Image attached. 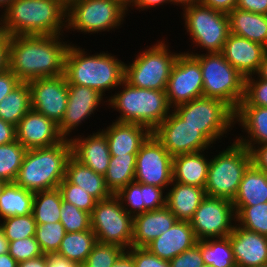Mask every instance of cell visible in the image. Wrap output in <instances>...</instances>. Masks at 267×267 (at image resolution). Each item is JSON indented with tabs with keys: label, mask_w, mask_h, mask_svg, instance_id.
I'll return each mask as SVG.
<instances>
[{
	"label": "cell",
	"mask_w": 267,
	"mask_h": 267,
	"mask_svg": "<svg viewBox=\"0 0 267 267\" xmlns=\"http://www.w3.org/2000/svg\"><path fill=\"white\" fill-rule=\"evenodd\" d=\"M63 36H10L8 68L21 82L63 75L71 44Z\"/></svg>",
	"instance_id": "obj_1"
},
{
	"label": "cell",
	"mask_w": 267,
	"mask_h": 267,
	"mask_svg": "<svg viewBox=\"0 0 267 267\" xmlns=\"http://www.w3.org/2000/svg\"><path fill=\"white\" fill-rule=\"evenodd\" d=\"M3 11L0 27L10 36L63 35L67 32V10L54 0H13Z\"/></svg>",
	"instance_id": "obj_2"
},
{
	"label": "cell",
	"mask_w": 267,
	"mask_h": 267,
	"mask_svg": "<svg viewBox=\"0 0 267 267\" xmlns=\"http://www.w3.org/2000/svg\"><path fill=\"white\" fill-rule=\"evenodd\" d=\"M74 45L70 44L65 56L64 76L68 85L90 87L104 97L106 91L120 86L124 80L123 61L108 51L90 55Z\"/></svg>",
	"instance_id": "obj_3"
},
{
	"label": "cell",
	"mask_w": 267,
	"mask_h": 267,
	"mask_svg": "<svg viewBox=\"0 0 267 267\" xmlns=\"http://www.w3.org/2000/svg\"><path fill=\"white\" fill-rule=\"evenodd\" d=\"M71 156L69 139L51 147L27 150L14 183L34 193L57 189Z\"/></svg>",
	"instance_id": "obj_4"
},
{
	"label": "cell",
	"mask_w": 267,
	"mask_h": 267,
	"mask_svg": "<svg viewBox=\"0 0 267 267\" xmlns=\"http://www.w3.org/2000/svg\"><path fill=\"white\" fill-rule=\"evenodd\" d=\"M121 87L123 90L105 97L107 100L103 102L119 112L114 121L141 124L153 132L172 111L166 91L137 88L125 80L120 84Z\"/></svg>",
	"instance_id": "obj_5"
},
{
	"label": "cell",
	"mask_w": 267,
	"mask_h": 267,
	"mask_svg": "<svg viewBox=\"0 0 267 267\" xmlns=\"http://www.w3.org/2000/svg\"><path fill=\"white\" fill-rule=\"evenodd\" d=\"M186 53L199 61L203 77V96L220 99L235 111L244 98L245 77L222 53Z\"/></svg>",
	"instance_id": "obj_6"
},
{
	"label": "cell",
	"mask_w": 267,
	"mask_h": 267,
	"mask_svg": "<svg viewBox=\"0 0 267 267\" xmlns=\"http://www.w3.org/2000/svg\"><path fill=\"white\" fill-rule=\"evenodd\" d=\"M251 165L250 151L234 140L210 159L206 196L233 201L244 172Z\"/></svg>",
	"instance_id": "obj_7"
},
{
	"label": "cell",
	"mask_w": 267,
	"mask_h": 267,
	"mask_svg": "<svg viewBox=\"0 0 267 267\" xmlns=\"http://www.w3.org/2000/svg\"><path fill=\"white\" fill-rule=\"evenodd\" d=\"M164 41L161 39L140 51L132 63H124V80L128 84L137 88L166 91L179 53L170 51L169 45Z\"/></svg>",
	"instance_id": "obj_8"
},
{
	"label": "cell",
	"mask_w": 267,
	"mask_h": 267,
	"mask_svg": "<svg viewBox=\"0 0 267 267\" xmlns=\"http://www.w3.org/2000/svg\"><path fill=\"white\" fill-rule=\"evenodd\" d=\"M185 123L198 128L213 145L234 128V111L216 98L199 97L173 109ZM233 127V128H232Z\"/></svg>",
	"instance_id": "obj_9"
},
{
	"label": "cell",
	"mask_w": 267,
	"mask_h": 267,
	"mask_svg": "<svg viewBox=\"0 0 267 267\" xmlns=\"http://www.w3.org/2000/svg\"><path fill=\"white\" fill-rule=\"evenodd\" d=\"M126 14L118 0H79L67 10L66 30L90 35L114 31L123 24Z\"/></svg>",
	"instance_id": "obj_10"
},
{
	"label": "cell",
	"mask_w": 267,
	"mask_h": 267,
	"mask_svg": "<svg viewBox=\"0 0 267 267\" xmlns=\"http://www.w3.org/2000/svg\"><path fill=\"white\" fill-rule=\"evenodd\" d=\"M183 11L184 27L192 44L205 49L206 53H222L230 34L228 14L201 4L186 7Z\"/></svg>",
	"instance_id": "obj_11"
},
{
	"label": "cell",
	"mask_w": 267,
	"mask_h": 267,
	"mask_svg": "<svg viewBox=\"0 0 267 267\" xmlns=\"http://www.w3.org/2000/svg\"><path fill=\"white\" fill-rule=\"evenodd\" d=\"M91 230L101 243L116 244L125 250L132 245L133 216L128 214L120 200L112 195L97 201L90 214Z\"/></svg>",
	"instance_id": "obj_12"
},
{
	"label": "cell",
	"mask_w": 267,
	"mask_h": 267,
	"mask_svg": "<svg viewBox=\"0 0 267 267\" xmlns=\"http://www.w3.org/2000/svg\"><path fill=\"white\" fill-rule=\"evenodd\" d=\"M189 222L197 240L228 237L236 222L234 205L227 199L206 196Z\"/></svg>",
	"instance_id": "obj_13"
},
{
	"label": "cell",
	"mask_w": 267,
	"mask_h": 267,
	"mask_svg": "<svg viewBox=\"0 0 267 267\" xmlns=\"http://www.w3.org/2000/svg\"><path fill=\"white\" fill-rule=\"evenodd\" d=\"M172 168L173 157L152 133L136 155L134 181L167 191L173 181Z\"/></svg>",
	"instance_id": "obj_14"
},
{
	"label": "cell",
	"mask_w": 267,
	"mask_h": 267,
	"mask_svg": "<svg viewBox=\"0 0 267 267\" xmlns=\"http://www.w3.org/2000/svg\"><path fill=\"white\" fill-rule=\"evenodd\" d=\"M152 133L172 157L213 147L198 128L185 123L173 109Z\"/></svg>",
	"instance_id": "obj_15"
},
{
	"label": "cell",
	"mask_w": 267,
	"mask_h": 267,
	"mask_svg": "<svg viewBox=\"0 0 267 267\" xmlns=\"http://www.w3.org/2000/svg\"><path fill=\"white\" fill-rule=\"evenodd\" d=\"M166 95L171 109L203 96V77L199 61L180 52L168 79Z\"/></svg>",
	"instance_id": "obj_16"
},
{
	"label": "cell",
	"mask_w": 267,
	"mask_h": 267,
	"mask_svg": "<svg viewBox=\"0 0 267 267\" xmlns=\"http://www.w3.org/2000/svg\"><path fill=\"white\" fill-rule=\"evenodd\" d=\"M31 108L59 125L68 103V83L63 75L38 78L28 82Z\"/></svg>",
	"instance_id": "obj_17"
},
{
	"label": "cell",
	"mask_w": 267,
	"mask_h": 267,
	"mask_svg": "<svg viewBox=\"0 0 267 267\" xmlns=\"http://www.w3.org/2000/svg\"><path fill=\"white\" fill-rule=\"evenodd\" d=\"M103 95L98 91L80 85H68V103L65 115L58 125L60 135L67 139L72 137L70 135L77 127L85 122L87 118L98 111V107L104 101ZM90 116V117H89ZM86 119V120H85ZM70 136V137H69Z\"/></svg>",
	"instance_id": "obj_18"
},
{
	"label": "cell",
	"mask_w": 267,
	"mask_h": 267,
	"mask_svg": "<svg viewBox=\"0 0 267 267\" xmlns=\"http://www.w3.org/2000/svg\"><path fill=\"white\" fill-rule=\"evenodd\" d=\"M16 140L30 150L54 146L64 138L54 121L31 108L16 126Z\"/></svg>",
	"instance_id": "obj_19"
},
{
	"label": "cell",
	"mask_w": 267,
	"mask_h": 267,
	"mask_svg": "<svg viewBox=\"0 0 267 267\" xmlns=\"http://www.w3.org/2000/svg\"><path fill=\"white\" fill-rule=\"evenodd\" d=\"M228 237L236 267H252L267 263V236L247 230L235 222Z\"/></svg>",
	"instance_id": "obj_20"
},
{
	"label": "cell",
	"mask_w": 267,
	"mask_h": 267,
	"mask_svg": "<svg viewBox=\"0 0 267 267\" xmlns=\"http://www.w3.org/2000/svg\"><path fill=\"white\" fill-rule=\"evenodd\" d=\"M72 156L81 164L89 167L97 174L105 175L111 154L106 136L101 129L84 137L78 135L70 138Z\"/></svg>",
	"instance_id": "obj_21"
},
{
	"label": "cell",
	"mask_w": 267,
	"mask_h": 267,
	"mask_svg": "<svg viewBox=\"0 0 267 267\" xmlns=\"http://www.w3.org/2000/svg\"><path fill=\"white\" fill-rule=\"evenodd\" d=\"M266 52L263 45L231 33L222 50L225 59L245 78L258 72Z\"/></svg>",
	"instance_id": "obj_22"
},
{
	"label": "cell",
	"mask_w": 267,
	"mask_h": 267,
	"mask_svg": "<svg viewBox=\"0 0 267 267\" xmlns=\"http://www.w3.org/2000/svg\"><path fill=\"white\" fill-rule=\"evenodd\" d=\"M104 132L111 156L137 154L142 144L152 134V131L141 124L113 122L102 129Z\"/></svg>",
	"instance_id": "obj_23"
},
{
	"label": "cell",
	"mask_w": 267,
	"mask_h": 267,
	"mask_svg": "<svg viewBox=\"0 0 267 267\" xmlns=\"http://www.w3.org/2000/svg\"><path fill=\"white\" fill-rule=\"evenodd\" d=\"M196 242L190 222L177 220L168 231L150 242L146 248L160 259L170 261L192 248Z\"/></svg>",
	"instance_id": "obj_24"
},
{
	"label": "cell",
	"mask_w": 267,
	"mask_h": 267,
	"mask_svg": "<svg viewBox=\"0 0 267 267\" xmlns=\"http://www.w3.org/2000/svg\"><path fill=\"white\" fill-rule=\"evenodd\" d=\"M176 221L177 218L166 206L135 215L131 247H146L162 233L168 231Z\"/></svg>",
	"instance_id": "obj_25"
},
{
	"label": "cell",
	"mask_w": 267,
	"mask_h": 267,
	"mask_svg": "<svg viewBox=\"0 0 267 267\" xmlns=\"http://www.w3.org/2000/svg\"><path fill=\"white\" fill-rule=\"evenodd\" d=\"M236 123L247 136H236L234 140L248 150L257 145L267 144V107L238 106L234 111V124Z\"/></svg>",
	"instance_id": "obj_26"
},
{
	"label": "cell",
	"mask_w": 267,
	"mask_h": 267,
	"mask_svg": "<svg viewBox=\"0 0 267 267\" xmlns=\"http://www.w3.org/2000/svg\"><path fill=\"white\" fill-rule=\"evenodd\" d=\"M171 187V188H170ZM166 192V207L177 220L190 221L206 197L205 188L172 181Z\"/></svg>",
	"instance_id": "obj_27"
},
{
	"label": "cell",
	"mask_w": 267,
	"mask_h": 267,
	"mask_svg": "<svg viewBox=\"0 0 267 267\" xmlns=\"http://www.w3.org/2000/svg\"><path fill=\"white\" fill-rule=\"evenodd\" d=\"M204 151L173 157V181L205 188L210 160Z\"/></svg>",
	"instance_id": "obj_28"
},
{
	"label": "cell",
	"mask_w": 267,
	"mask_h": 267,
	"mask_svg": "<svg viewBox=\"0 0 267 267\" xmlns=\"http://www.w3.org/2000/svg\"><path fill=\"white\" fill-rule=\"evenodd\" d=\"M230 33L267 49V15L234 8L228 13Z\"/></svg>",
	"instance_id": "obj_29"
},
{
	"label": "cell",
	"mask_w": 267,
	"mask_h": 267,
	"mask_svg": "<svg viewBox=\"0 0 267 267\" xmlns=\"http://www.w3.org/2000/svg\"><path fill=\"white\" fill-rule=\"evenodd\" d=\"M65 179L87 191L97 201L105 200L113 194L107 188L105 178L89 167L81 164L73 156L68 159Z\"/></svg>",
	"instance_id": "obj_30"
},
{
	"label": "cell",
	"mask_w": 267,
	"mask_h": 267,
	"mask_svg": "<svg viewBox=\"0 0 267 267\" xmlns=\"http://www.w3.org/2000/svg\"><path fill=\"white\" fill-rule=\"evenodd\" d=\"M234 206H253L267 203V181L262 170L252 164L244 172L234 200Z\"/></svg>",
	"instance_id": "obj_31"
},
{
	"label": "cell",
	"mask_w": 267,
	"mask_h": 267,
	"mask_svg": "<svg viewBox=\"0 0 267 267\" xmlns=\"http://www.w3.org/2000/svg\"><path fill=\"white\" fill-rule=\"evenodd\" d=\"M34 195L15 183H6L0 193V218L31 214Z\"/></svg>",
	"instance_id": "obj_32"
},
{
	"label": "cell",
	"mask_w": 267,
	"mask_h": 267,
	"mask_svg": "<svg viewBox=\"0 0 267 267\" xmlns=\"http://www.w3.org/2000/svg\"><path fill=\"white\" fill-rule=\"evenodd\" d=\"M31 109V92L28 82H21L0 101V118L17 126Z\"/></svg>",
	"instance_id": "obj_33"
},
{
	"label": "cell",
	"mask_w": 267,
	"mask_h": 267,
	"mask_svg": "<svg viewBox=\"0 0 267 267\" xmlns=\"http://www.w3.org/2000/svg\"><path fill=\"white\" fill-rule=\"evenodd\" d=\"M136 155L127 153L126 155L111 156L104 178L107 188L113 195L134 181Z\"/></svg>",
	"instance_id": "obj_34"
},
{
	"label": "cell",
	"mask_w": 267,
	"mask_h": 267,
	"mask_svg": "<svg viewBox=\"0 0 267 267\" xmlns=\"http://www.w3.org/2000/svg\"><path fill=\"white\" fill-rule=\"evenodd\" d=\"M96 242V235L91 229L82 232H66L57 252L80 265L85 263Z\"/></svg>",
	"instance_id": "obj_35"
},
{
	"label": "cell",
	"mask_w": 267,
	"mask_h": 267,
	"mask_svg": "<svg viewBox=\"0 0 267 267\" xmlns=\"http://www.w3.org/2000/svg\"><path fill=\"white\" fill-rule=\"evenodd\" d=\"M205 265L212 267H236L229 237L197 240Z\"/></svg>",
	"instance_id": "obj_36"
},
{
	"label": "cell",
	"mask_w": 267,
	"mask_h": 267,
	"mask_svg": "<svg viewBox=\"0 0 267 267\" xmlns=\"http://www.w3.org/2000/svg\"><path fill=\"white\" fill-rule=\"evenodd\" d=\"M62 200V194L58 188L35 192L32 214L36 223L59 222Z\"/></svg>",
	"instance_id": "obj_37"
},
{
	"label": "cell",
	"mask_w": 267,
	"mask_h": 267,
	"mask_svg": "<svg viewBox=\"0 0 267 267\" xmlns=\"http://www.w3.org/2000/svg\"><path fill=\"white\" fill-rule=\"evenodd\" d=\"M26 151L17 140L0 145V180L14 183Z\"/></svg>",
	"instance_id": "obj_38"
},
{
	"label": "cell",
	"mask_w": 267,
	"mask_h": 267,
	"mask_svg": "<svg viewBox=\"0 0 267 267\" xmlns=\"http://www.w3.org/2000/svg\"><path fill=\"white\" fill-rule=\"evenodd\" d=\"M236 223L250 231L267 236V203L234 206Z\"/></svg>",
	"instance_id": "obj_39"
},
{
	"label": "cell",
	"mask_w": 267,
	"mask_h": 267,
	"mask_svg": "<svg viewBox=\"0 0 267 267\" xmlns=\"http://www.w3.org/2000/svg\"><path fill=\"white\" fill-rule=\"evenodd\" d=\"M0 226L9 242L35 236L36 221L32 213L1 219Z\"/></svg>",
	"instance_id": "obj_40"
},
{
	"label": "cell",
	"mask_w": 267,
	"mask_h": 267,
	"mask_svg": "<svg viewBox=\"0 0 267 267\" xmlns=\"http://www.w3.org/2000/svg\"><path fill=\"white\" fill-rule=\"evenodd\" d=\"M66 231L61 222L36 223L35 238L44 254L57 252Z\"/></svg>",
	"instance_id": "obj_41"
},
{
	"label": "cell",
	"mask_w": 267,
	"mask_h": 267,
	"mask_svg": "<svg viewBox=\"0 0 267 267\" xmlns=\"http://www.w3.org/2000/svg\"><path fill=\"white\" fill-rule=\"evenodd\" d=\"M126 250L116 244L96 242L85 264L88 267H112Z\"/></svg>",
	"instance_id": "obj_42"
},
{
	"label": "cell",
	"mask_w": 267,
	"mask_h": 267,
	"mask_svg": "<svg viewBox=\"0 0 267 267\" xmlns=\"http://www.w3.org/2000/svg\"><path fill=\"white\" fill-rule=\"evenodd\" d=\"M60 222L66 232H82L91 229L90 213L62 200Z\"/></svg>",
	"instance_id": "obj_43"
},
{
	"label": "cell",
	"mask_w": 267,
	"mask_h": 267,
	"mask_svg": "<svg viewBox=\"0 0 267 267\" xmlns=\"http://www.w3.org/2000/svg\"><path fill=\"white\" fill-rule=\"evenodd\" d=\"M58 189L62 194L64 201L75 205L77 208L92 213L97 200L80 186L68 182L65 178L59 184Z\"/></svg>",
	"instance_id": "obj_44"
},
{
	"label": "cell",
	"mask_w": 267,
	"mask_h": 267,
	"mask_svg": "<svg viewBox=\"0 0 267 267\" xmlns=\"http://www.w3.org/2000/svg\"><path fill=\"white\" fill-rule=\"evenodd\" d=\"M115 196L120 200L124 210L131 216L134 217L135 215L144 213L142 183L136 181L130 182L121 188Z\"/></svg>",
	"instance_id": "obj_45"
},
{
	"label": "cell",
	"mask_w": 267,
	"mask_h": 267,
	"mask_svg": "<svg viewBox=\"0 0 267 267\" xmlns=\"http://www.w3.org/2000/svg\"><path fill=\"white\" fill-rule=\"evenodd\" d=\"M239 106L267 107V81L254 75L246 77L244 98Z\"/></svg>",
	"instance_id": "obj_46"
},
{
	"label": "cell",
	"mask_w": 267,
	"mask_h": 267,
	"mask_svg": "<svg viewBox=\"0 0 267 267\" xmlns=\"http://www.w3.org/2000/svg\"><path fill=\"white\" fill-rule=\"evenodd\" d=\"M9 254L19 263L43 255L35 236L9 242Z\"/></svg>",
	"instance_id": "obj_47"
},
{
	"label": "cell",
	"mask_w": 267,
	"mask_h": 267,
	"mask_svg": "<svg viewBox=\"0 0 267 267\" xmlns=\"http://www.w3.org/2000/svg\"><path fill=\"white\" fill-rule=\"evenodd\" d=\"M126 252L132 257L135 267H170L169 261L160 259L146 247H130Z\"/></svg>",
	"instance_id": "obj_48"
},
{
	"label": "cell",
	"mask_w": 267,
	"mask_h": 267,
	"mask_svg": "<svg viewBox=\"0 0 267 267\" xmlns=\"http://www.w3.org/2000/svg\"><path fill=\"white\" fill-rule=\"evenodd\" d=\"M163 193H165L163 195ZM144 212L161 209L166 206V192L163 188L142 183Z\"/></svg>",
	"instance_id": "obj_49"
},
{
	"label": "cell",
	"mask_w": 267,
	"mask_h": 267,
	"mask_svg": "<svg viewBox=\"0 0 267 267\" xmlns=\"http://www.w3.org/2000/svg\"><path fill=\"white\" fill-rule=\"evenodd\" d=\"M169 263L170 267H203L205 265L197 244L174 257Z\"/></svg>",
	"instance_id": "obj_50"
},
{
	"label": "cell",
	"mask_w": 267,
	"mask_h": 267,
	"mask_svg": "<svg viewBox=\"0 0 267 267\" xmlns=\"http://www.w3.org/2000/svg\"><path fill=\"white\" fill-rule=\"evenodd\" d=\"M21 81L8 68L0 73V101L5 98Z\"/></svg>",
	"instance_id": "obj_51"
},
{
	"label": "cell",
	"mask_w": 267,
	"mask_h": 267,
	"mask_svg": "<svg viewBox=\"0 0 267 267\" xmlns=\"http://www.w3.org/2000/svg\"><path fill=\"white\" fill-rule=\"evenodd\" d=\"M251 164L259 169H267V144L257 145L250 150Z\"/></svg>",
	"instance_id": "obj_52"
},
{
	"label": "cell",
	"mask_w": 267,
	"mask_h": 267,
	"mask_svg": "<svg viewBox=\"0 0 267 267\" xmlns=\"http://www.w3.org/2000/svg\"><path fill=\"white\" fill-rule=\"evenodd\" d=\"M236 8L267 15V0H237Z\"/></svg>",
	"instance_id": "obj_53"
},
{
	"label": "cell",
	"mask_w": 267,
	"mask_h": 267,
	"mask_svg": "<svg viewBox=\"0 0 267 267\" xmlns=\"http://www.w3.org/2000/svg\"><path fill=\"white\" fill-rule=\"evenodd\" d=\"M9 40L10 35L0 27V73L8 69Z\"/></svg>",
	"instance_id": "obj_54"
},
{
	"label": "cell",
	"mask_w": 267,
	"mask_h": 267,
	"mask_svg": "<svg viewBox=\"0 0 267 267\" xmlns=\"http://www.w3.org/2000/svg\"><path fill=\"white\" fill-rule=\"evenodd\" d=\"M236 3L237 0H201L200 4L228 14L236 8Z\"/></svg>",
	"instance_id": "obj_55"
},
{
	"label": "cell",
	"mask_w": 267,
	"mask_h": 267,
	"mask_svg": "<svg viewBox=\"0 0 267 267\" xmlns=\"http://www.w3.org/2000/svg\"><path fill=\"white\" fill-rule=\"evenodd\" d=\"M48 267H78L79 265L58 252L46 254Z\"/></svg>",
	"instance_id": "obj_56"
},
{
	"label": "cell",
	"mask_w": 267,
	"mask_h": 267,
	"mask_svg": "<svg viewBox=\"0 0 267 267\" xmlns=\"http://www.w3.org/2000/svg\"><path fill=\"white\" fill-rule=\"evenodd\" d=\"M16 140V126L5 122L0 118V145L8 144Z\"/></svg>",
	"instance_id": "obj_57"
},
{
	"label": "cell",
	"mask_w": 267,
	"mask_h": 267,
	"mask_svg": "<svg viewBox=\"0 0 267 267\" xmlns=\"http://www.w3.org/2000/svg\"><path fill=\"white\" fill-rule=\"evenodd\" d=\"M166 3H170L171 4V0H134L127 8V13H129L128 11L129 8H131L132 10L134 9L133 7L136 8V10L139 12L140 11H143V10H146L147 9H151V8H157L156 6H163V4H166ZM141 9V10H140Z\"/></svg>",
	"instance_id": "obj_58"
},
{
	"label": "cell",
	"mask_w": 267,
	"mask_h": 267,
	"mask_svg": "<svg viewBox=\"0 0 267 267\" xmlns=\"http://www.w3.org/2000/svg\"><path fill=\"white\" fill-rule=\"evenodd\" d=\"M18 267H48L46 254L21 261L18 263Z\"/></svg>",
	"instance_id": "obj_59"
},
{
	"label": "cell",
	"mask_w": 267,
	"mask_h": 267,
	"mask_svg": "<svg viewBox=\"0 0 267 267\" xmlns=\"http://www.w3.org/2000/svg\"><path fill=\"white\" fill-rule=\"evenodd\" d=\"M112 267H135L132 257L125 251Z\"/></svg>",
	"instance_id": "obj_60"
},
{
	"label": "cell",
	"mask_w": 267,
	"mask_h": 267,
	"mask_svg": "<svg viewBox=\"0 0 267 267\" xmlns=\"http://www.w3.org/2000/svg\"><path fill=\"white\" fill-rule=\"evenodd\" d=\"M0 267H18V262L8 252L0 255Z\"/></svg>",
	"instance_id": "obj_61"
},
{
	"label": "cell",
	"mask_w": 267,
	"mask_h": 267,
	"mask_svg": "<svg viewBox=\"0 0 267 267\" xmlns=\"http://www.w3.org/2000/svg\"><path fill=\"white\" fill-rule=\"evenodd\" d=\"M255 75L267 81V52L265 53L259 70Z\"/></svg>",
	"instance_id": "obj_62"
},
{
	"label": "cell",
	"mask_w": 267,
	"mask_h": 267,
	"mask_svg": "<svg viewBox=\"0 0 267 267\" xmlns=\"http://www.w3.org/2000/svg\"><path fill=\"white\" fill-rule=\"evenodd\" d=\"M9 252V241L5 237L4 231L0 226V255Z\"/></svg>",
	"instance_id": "obj_63"
},
{
	"label": "cell",
	"mask_w": 267,
	"mask_h": 267,
	"mask_svg": "<svg viewBox=\"0 0 267 267\" xmlns=\"http://www.w3.org/2000/svg\"><path fill=\"white\" fill-rule=\"evenodd\" d=\"M201 0H171V4L182 7V10L189 6L199 5Z\"/></svg>",
	"instance_id": "obj_64"
},
{
	"label": "cell",
	"mask_w": 267,
	"mask_h": 267,
	"mask_svg": "<svg viewBox=\"0 0 267 267\" xmlns=\"http://www.w3.org/2000/svg\"><path fill=\"white\" fill-rule=\"evenodd\" d=\"M58 2L64 9L68 10L72 5H74L79 0H54Z\"/></svg>",
	"instance_id": "obj_65"
},
{
	"label": "cell",
	"mask_w": 267,
	"mask_h": 267,
	"mask_svg": "<svg viewBox=\"0 0 267 267\" xmlns=\"http://www.w3.org/2000/svg\"><path fill=\"white\" fill-rule=\"evenodd\" d=\"M13 0H0V11L4 10Z\"/></svg>",
	"instance_id": "obj_66"
},
{
	"label": "cell",
	"mask_w": 267,
	"mask_h": 267,
	"mask_svg": "<svg viewBox=\"0 0 267 267\" xmlns=\"http://www.w3.org/2000/svg\"><path fill=\"white\" fill-rule=\"evenodd\" d=\"M125 8H127L134 0H118Z\"/></svg>",
	"instance_id": "obj_67"
},
{
	"label": "cell",
	"mask_w": 267,
	"mask_h": 267,
	"mask_svg": "<svg viewBox=\"0 0 267 267\" xmlns=\"http://www.w3.org/2000/svg\"><path fill=\"white\" fill-rule=\"evenodd\" d=\"M5 184H6V182H4L3 180H0V193H1Z\"/></svg>",
	"instance_id": "obj_68"
},
{
	"label": "cell",
	"mask_w": 267,
	"mask_h": 267,
	"mask_svg": "<svg viewBox=\"0 0 267 267\" xmlns=\"http://www.w3.org/2000/svg\"><path fill=\"white\" fill-rule=\"evenodd\" d=\"M252 267H267V263L260 264V265H257V266H252Z\"/></svg>",
	"instance_id": "obj_69"
},
{
	"label": "cell",
	"mask_w": 267,
	"mask_h": 267,
	"mask_svg": "<svg viewBox=\"0 0 267 267\" xmlns=\"http://www.w3.org/2000/svg\"><path fill=\"white\" fill-rule=\"evenodd\" d=\"M263 174L265 175V179L267 181V169L262 170Z\"/></svg>",
	"instance_id": "obj_70"
},
{
	"label": "cell",
	"mask_w": 267,
	"mask_h": 267,
	"mask_svg": "<svg viewBox=\"0 0 267 267\" xmlns=\"http://www.w3.org/2000/svg\"><path fill=\"white\" fill-rule=\"evenodd\" d=\"M78 267H88L85 263L80 264Z\"/></svg>",
	"instance_id": "obj_71"
}]
</instances>
